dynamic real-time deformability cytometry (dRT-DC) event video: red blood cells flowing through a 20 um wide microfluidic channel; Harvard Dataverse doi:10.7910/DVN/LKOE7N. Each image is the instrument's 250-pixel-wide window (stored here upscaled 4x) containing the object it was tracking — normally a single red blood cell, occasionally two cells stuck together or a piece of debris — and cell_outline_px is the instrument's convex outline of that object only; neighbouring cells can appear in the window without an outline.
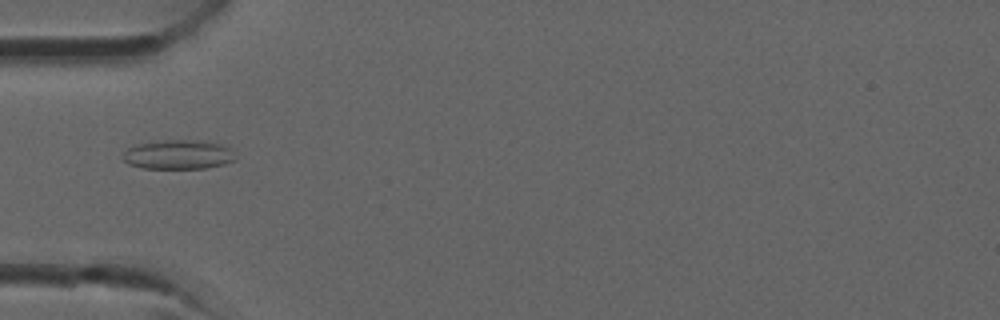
{"species": "common noctule bat (a hibernating species)", "species_latin": "Nyctalus noctula", "temperature_condition": "room temperature", "stored_images_in_passage": 34, "camera_frame_rate_fps": 3000, "um_per_image_px": 0.085, "animal": {"sex": "male", "forearm_length_mm": 52.5}, "frame": {"image": 1, "passage_image": 12, "time_ms": 3.667, "image_size_px": [1000, 320], "cell_outline_px": [[236, 160], [224, 164], [204, 168], [140, 168], [128, 164], [124, 160], [124, 152], [128, 148], [136, 144], [164, 140], [204, 140], [220, 144], [228, 148], [236, 156]], "centroid_in_image_um": [15.15, 13.14], "position_along_channel_um": 69.8, "area_um2": 19.19}}
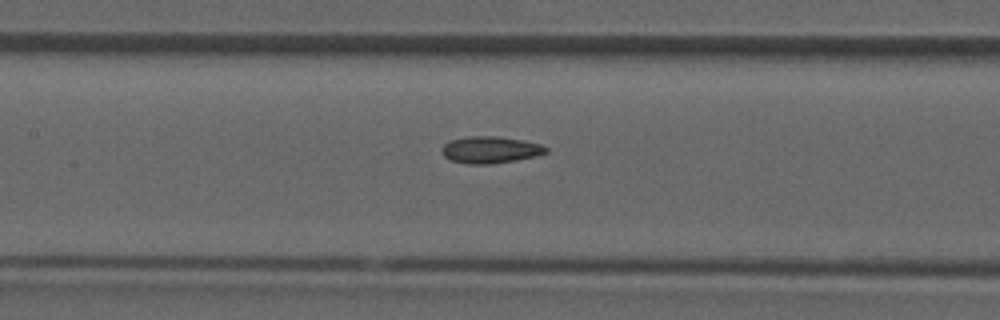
{"frame": {"image": 2, "passage_image": 17, "time_ms": 5.333, "image_size_px": [1000, 320], "cell_outline_px": [[548, 152], [536, 156], [516, 160], [492, 164], [468, 164], [452, 160], [444, 156], [440, 148], [448, 140], [468, 136], [500, 136], [524, 140], [540, 144], [548, 148]], "centroid_in_image_um": [41.67, 12.72], "position_along_channel_um": 165.7, "area_um2": 16.47}}
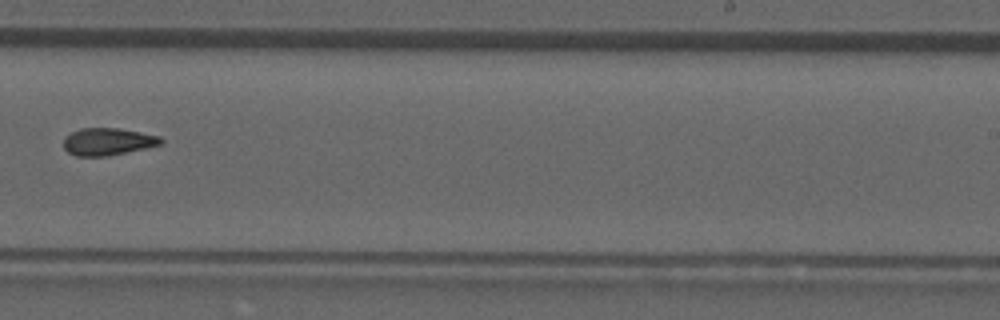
{"frame": {"image": 3, "passage_image": 23, "time_ms": 7.333, "image_size_px": [1000, 320], "cell_outline_px": [[164, 140], [160, 144], [144, 148], [108, 156], [76, 156], [68, 152], [64, 148], [64, 136], [80, 128], [120, 128], [160, 136]], "centroid_in_image_um": [9.14, 12.03], "position_along_channel_um": 279.9, "area_um2": 15.43}}